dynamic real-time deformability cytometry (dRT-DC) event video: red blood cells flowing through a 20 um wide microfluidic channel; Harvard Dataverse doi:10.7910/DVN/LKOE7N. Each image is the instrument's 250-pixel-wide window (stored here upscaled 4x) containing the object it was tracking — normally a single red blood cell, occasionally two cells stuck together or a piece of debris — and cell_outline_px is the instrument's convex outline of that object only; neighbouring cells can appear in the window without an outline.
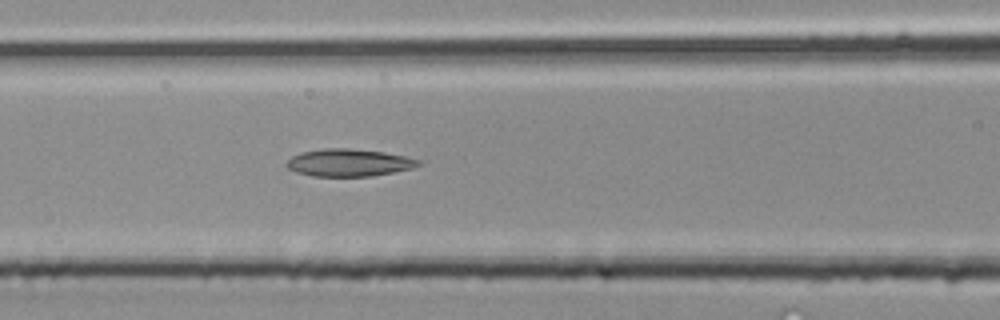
{"species": "common noctule bat (a hibernating species)", "species_latin": "Nyctalus noctula", "temperature_condition": "room temperature", "stored_images_in_passage": 33, "camera_frame_rate_fps": 3000, "um_per_image_px": 0.085, "animal": {"sex": "male", "body_mass_g": 20.4}, "frame": {"image": 1, "passage_image": 11, "time_ms": 3.333, "image_size_px": [1000, 320], "cell_outline_px": [[420, 164], [412, 168], [372, 176], [312, 176], [296, 172], [288, 168], [284, 164], [292, 156], [300, 152], [324, 148], [348, 148], [384, 152], [404, 156], [420, 160]], "centroid_in_image_um": [29.61, 13.82], "position_along_channel_um": 137.0, "area_um2": 20.98}}
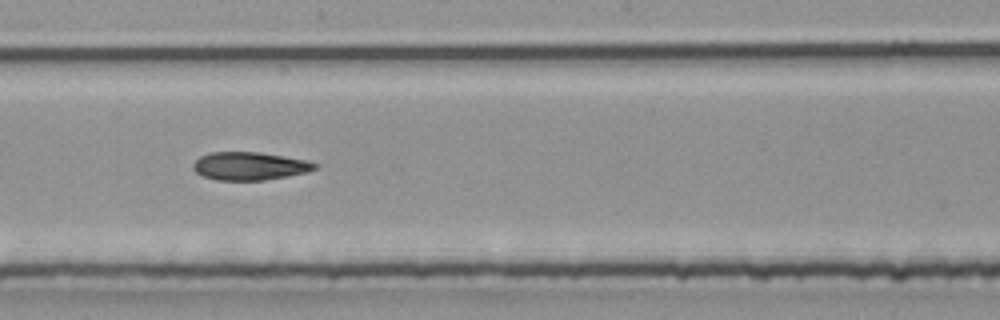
{"frame": {"image": 2, "passage_image": 16, "time_ms": 5.0, "image_size_px": [1000, 320], "cell_outline_px": [[320, 164], [316, 168], [308, 172], [288, 176], [264, 180], [216, 180], [204, 176], [196, 172], [192, 168], [192, 164], [200, 156], [208, 152], [260, 152], [308, 160]], "centroid_in_image_um": [21.24, 14.11], "position_along_channel_um": 227.0, "area_um2": 20.06}}
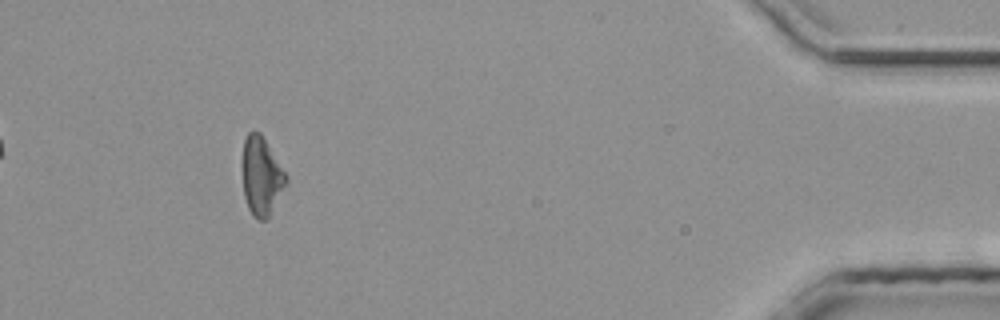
{"frame": {"image": 3, "passage_image": 30, "time_ms": 9.667, "image_size_px": [1000, 320], "cell_outline_px": [[288, 180], [268, 220], [260, 220], [252, 216], [248, 208], [244, 196], [244, 140], [248, 132], [260, 132], [288, 176]], "centroid_in_image_um": [22.25, 15.02], "position_along_channel_um": 412.9, "area_um2": 19.65}}